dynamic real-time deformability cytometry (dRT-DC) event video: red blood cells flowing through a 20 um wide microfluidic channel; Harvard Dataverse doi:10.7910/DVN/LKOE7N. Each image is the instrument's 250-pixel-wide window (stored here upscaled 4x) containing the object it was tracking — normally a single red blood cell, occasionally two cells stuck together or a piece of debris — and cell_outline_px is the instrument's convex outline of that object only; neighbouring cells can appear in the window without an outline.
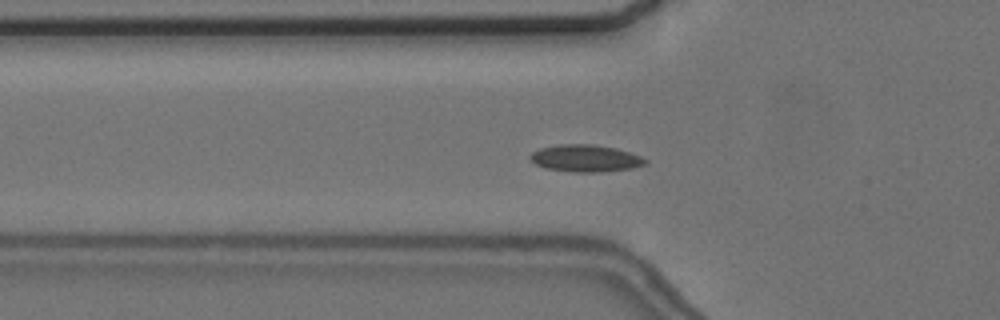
{"species": "common noctule bat (a hibernating species)", "species_latin": "Nyctalus noctula", "temperature_condition": "cold", "stored_images_in_passage": 57, "camera_frame_rate_fps": 3000, "um_per_image_px": 0.085, "animal": {"sex": "female", "body_mass_g": 24.6, "forearm_length_mm": 56.2}, "frame": {"image": 1, "passage_image": 20, "time_ms": 6.333, "image_size_px": [1000, 320], "cell_outline_px": [[648, 164], [632, 168], [600, 172], [572, 172], [544, 168], [536, 164], [528, 156], [532, 152], [540, 148], [560, 144], [592, 144], [616, 148], [640, 156], [648, 160]], "centroid_in_image_um": [49.77, 13.46], "position_along_channel_um": 76.0, "area_um2": 18.21}}
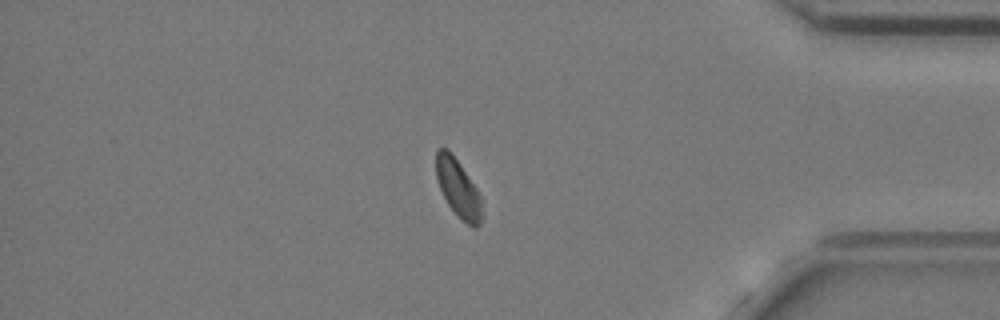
{"frame": {"image": 2, "passage_image": 49, "time_ms": 16.0, "image_size_px": [1000, 320], "cell_outline_px": [[480, 224], [476, 228], [472, 228], [448, 204], [440, 188], [436, 176], [436, 148], [448, 148], [452, 152], [476, 188], [480, 196]], "centroid_in_image_um": [38.91, 15.93], "position_along_channel_um": 396.3, "area_um2": 14.97}}
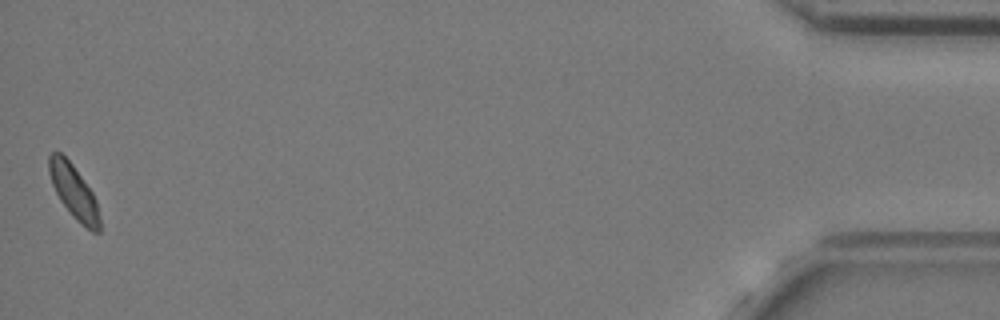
{"frame": {"image": 3, "passage_image": 57, "time_ms": 18.667, "image_size_px": [1000, 320], "cell_outline_px": [[100, 232], [92, 232], [76, 220], [72, 216], [60, 200], [52, 184], [48, 172], [48, 156], [52, 152], [60, 152], [72, 164], [92, 192], [96, 200], [100, 220]], "centroid_in_image_um": [6.26, 16.3], "position_along_channel_um": 428.9, "area_um2": 15.72}}